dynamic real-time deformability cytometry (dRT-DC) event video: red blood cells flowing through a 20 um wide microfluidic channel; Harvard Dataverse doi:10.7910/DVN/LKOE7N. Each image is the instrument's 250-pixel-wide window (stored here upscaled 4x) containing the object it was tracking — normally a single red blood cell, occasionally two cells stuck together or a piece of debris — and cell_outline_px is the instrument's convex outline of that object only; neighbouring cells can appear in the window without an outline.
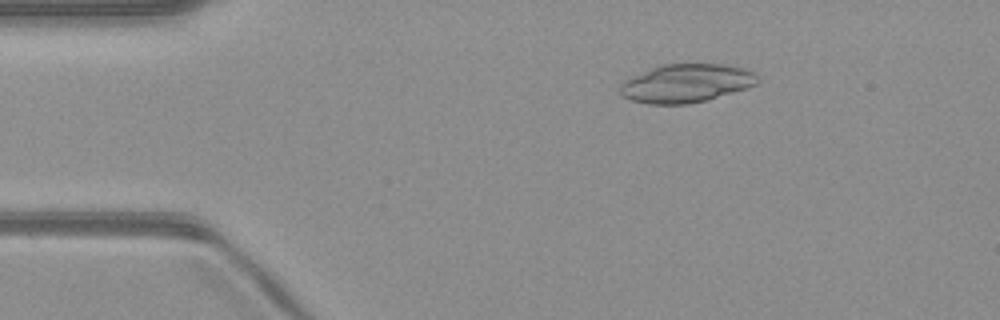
{"species": "common noctule bat (a hibernating species)", "species_latin": "Nyctalus noctula", "temperature_condition": "warm", "stored_images_in_passage": 48, "camera_frame_rate_fps": 3000, "um_per_image_px": 0.085, "animal": {"sex": "male", "body_mass_g": 23.1, "forearm_length_mm": 52.7}, "frame": {"image": 1, "passage_image": 6, "time_ms": 1.667, "image_size_px": [1000, 320], "cell_outline_px": [[760, 80], [756, 84], [748, 88], [704, 100], [688, 104], [648, 104], [632, 100], [624, 96], [620, 92], [620, 88], [624, 80], [632, 76], [652, 68], [664, 64], [720, 64], [744, 68], [756, 72], [760, 76]], "centroid_in_image_um": [58.38, 7.07], "position_along_channel_um": 26.6, "area_um2": 30.63}}